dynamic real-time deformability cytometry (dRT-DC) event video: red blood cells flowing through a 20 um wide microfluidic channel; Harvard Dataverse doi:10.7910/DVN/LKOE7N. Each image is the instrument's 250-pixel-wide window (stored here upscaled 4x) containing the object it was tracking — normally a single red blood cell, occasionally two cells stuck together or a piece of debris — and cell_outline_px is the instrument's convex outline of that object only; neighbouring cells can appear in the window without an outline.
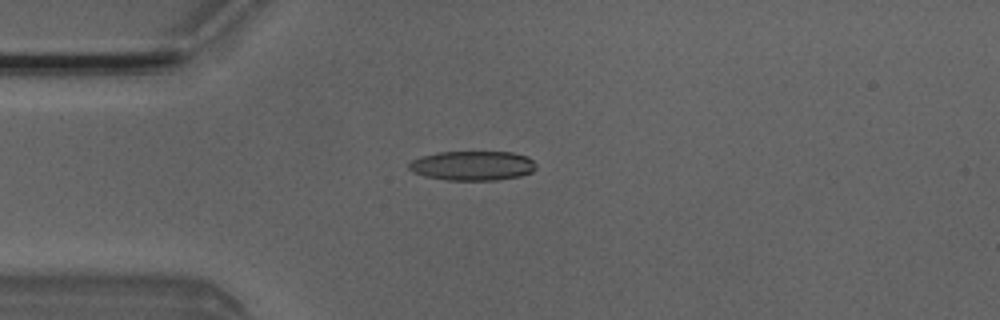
{"species": "Egyptian fruit bat (a non-hibernating species)", "species_latin": "Rousettus aegyptiacus", "temperature_condition": "room temperature", "stored_images_in_passage": 3, "camera_frame_rate_fps": 3000, "um_per_image_px": 0.085, "animal": {"sex": "male"}, "frame": {"image": 1, "passage_image": 2, "time_ms": 0.333, "image_size_px": [1000, 320], "cell_outline_px": [[536, 168], [532, 172], [520, 176], [496, 180], [448, 180], [424, 176], [412, 172], [408, 168], [408, 164], [412, 160], [420, 156], [436, 152], [512, 152], [528, 156], [536, 164]], "centroid_in_image_um": [40.15, 14.08], "position_along_channel_um": 44.8, "area_um2": 22.02}}